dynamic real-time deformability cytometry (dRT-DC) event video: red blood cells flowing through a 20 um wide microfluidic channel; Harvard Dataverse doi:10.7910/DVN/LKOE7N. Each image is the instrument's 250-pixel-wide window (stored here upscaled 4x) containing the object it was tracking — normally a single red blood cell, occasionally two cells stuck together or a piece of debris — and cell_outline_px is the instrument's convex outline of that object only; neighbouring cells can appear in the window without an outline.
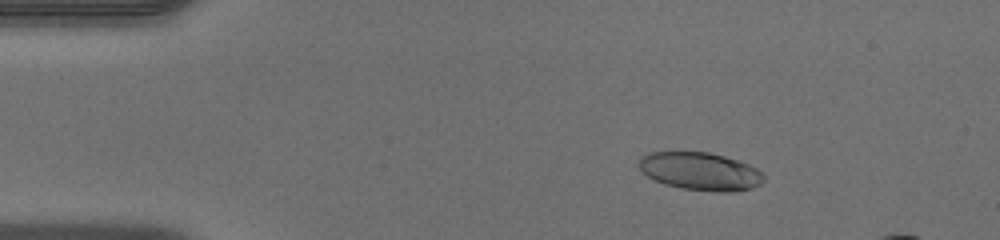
{"species": "human", "species_latin": "Homo sapiens", "temperature_condition": "warm", "stored_images_in_passage": 38, "camera_frame_rate_fps": 3000, "um_per_image_px": 0.085, "donor": {"sex": "male"}, "frame": {"image": 1, "passage_image": 1, "time_ms": 0.0, "image_size_px": [1000, 240], "cell_outline_px": [[764, 180], [760, 184], [752, 188], [736, 192], [716, 192], [680, 188], [664, 184], [640, 172], [640, 156], [648, 152], [708, 152], [724, 156], [748, 164], [756, 168], [764, 176]], "centroid_in_image_um": [59.52, 14.57], "position_along_channel_um": 25.5, "area_um2": 27.63}}
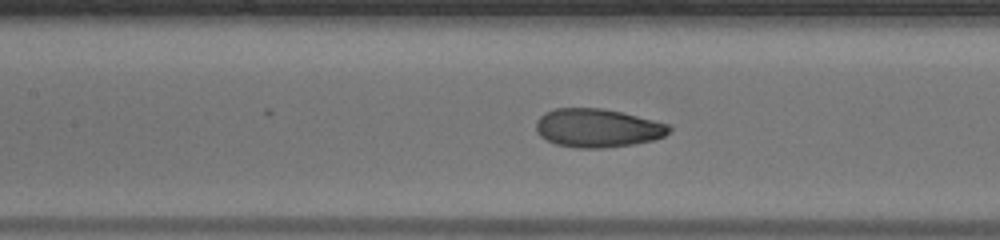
{"frame": {"image": 2, "passage_image": 15, "time_ms": 4.667, "image_size_px": [1000, 240], "cell_outline_px": [[672, 128], [664, 136], [652, 140], [632, 144], [600, 148], [580, 148], [556, 144], [540, 136], [536, 132], [536, 120], [544, 112], [556, 108], [604, 108], [672, 124]], "centroid_in_image_um": [50.79, 10.87], "position_along_channel_um": 156.6, "area_um2": 29.94}}
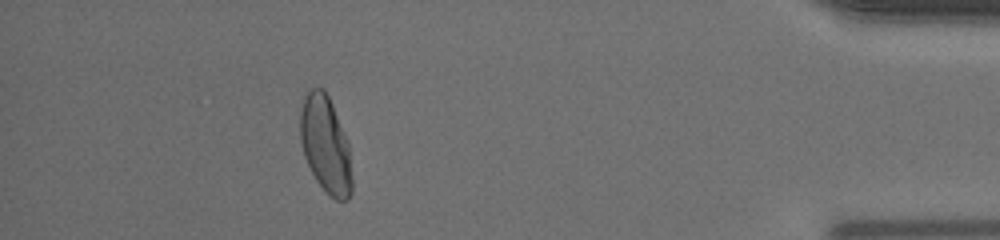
{"frame": {"image": 3, "passage_image": 36, "time_ms": 11.667, "image_size_px": [1000, 240], "cell_outline_px": [[352, 192], [348, 200], [336, 200], [328, 196], [316, 180], [304, 156], [300, 140], [300, 108], [304, 96], [308, 88], [324, 88], [332, 104], [348, 144], [352, 180]], "centroid_in_image_um": [27.65, 12.3], "position_along_channel_um": 407.5, "area_um2": 29.25}}